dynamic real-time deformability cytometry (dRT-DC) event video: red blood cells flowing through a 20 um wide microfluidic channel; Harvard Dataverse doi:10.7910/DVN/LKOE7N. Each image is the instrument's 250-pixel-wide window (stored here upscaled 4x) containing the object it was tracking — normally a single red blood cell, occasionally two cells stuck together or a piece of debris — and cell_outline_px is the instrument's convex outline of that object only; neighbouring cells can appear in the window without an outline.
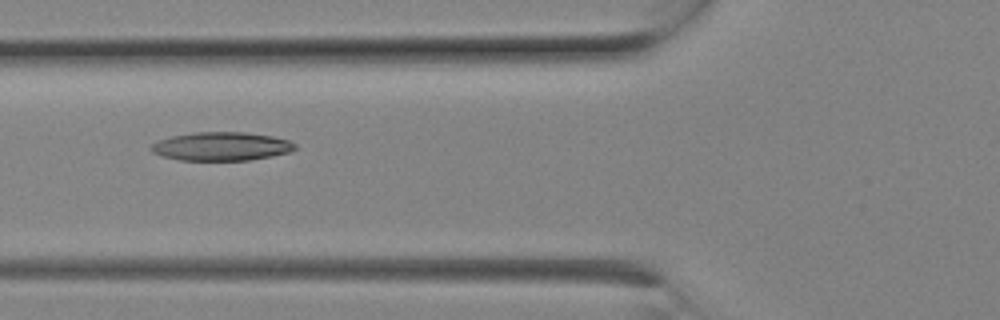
{"species": "Egyptian fruit bat (a non-hibernating species)", "species_latin": "Rousettus aegyptiacus", "temperature_condition": "room temperature", "stored_images_in_passage": 4, "camera_frame_rate_fps": 3000, "um_per_image_px": 0.085, "animal": {"sex": "female"}, "frame": {"image": 1, "passage_image": 3, "time_ms": 0.667, "image_size_px": [1000, 320], "cell_outline_px": [[296, 148], [288, 152], [272, 156], [248, 160], [180, 160], [160, 156], [152, 152], [148, 148], [152, 144], [160, 140], [172, 136], [192, 132], [244, 132], [272, 136], [288, 140], [296, 144]], "centroid_in_image_um": [18.78, 12.44], "position_along_channel_um": 107.0, "area_um2": 23.93}}
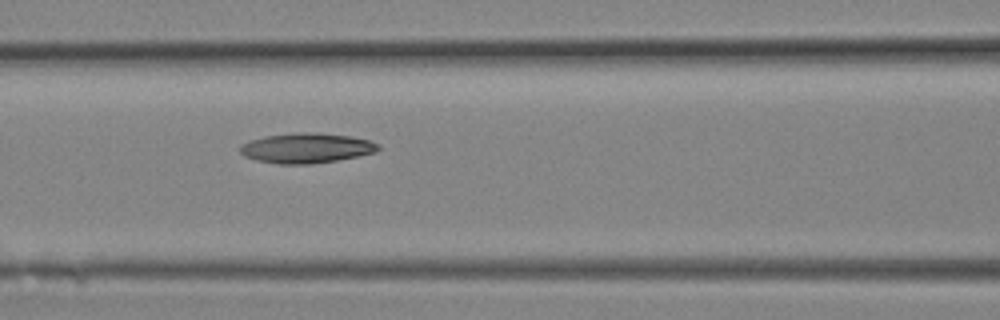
{"frame": {"image": 2, "passage_image": 4, "time_ms": 1.0, "image_size_px": [1000, 320], "cell_outline_px": [[380, 148], [376, 152], [336, 160], [312, 164], [276, 164], [256, 160], [244, 156], [240, 152], [240, 144], [248, 140], [264, 136], [304, 132], [308, 132], [348, 136], [368, 140], [380, 144]], "centroid_in_image_um": [26.0, 12.59], "position_along_channel_um": 140.6, "area_um2": 24.04}}